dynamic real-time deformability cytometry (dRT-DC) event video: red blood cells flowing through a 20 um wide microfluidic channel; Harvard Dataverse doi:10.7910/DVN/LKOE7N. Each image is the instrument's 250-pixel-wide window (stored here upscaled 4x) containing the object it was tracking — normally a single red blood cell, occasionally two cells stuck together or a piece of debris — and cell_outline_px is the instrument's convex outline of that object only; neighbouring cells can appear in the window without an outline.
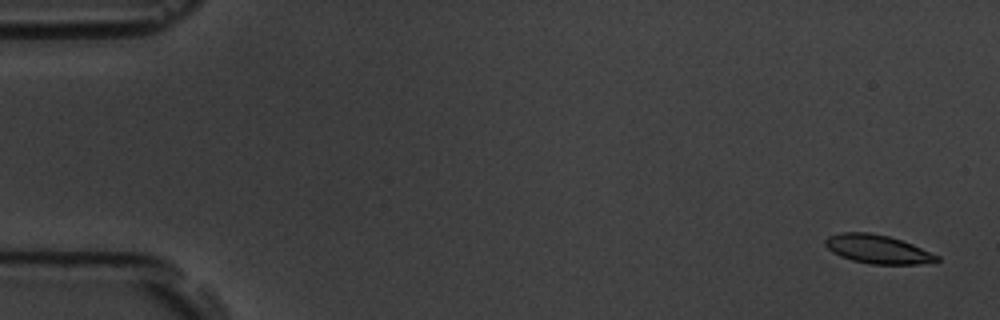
{"species": "common noctule bat (a hibernating species)", "species_latin": "Nyctalus noctula", "temperature_condition": "room temperature", "stored_images_in_passage": 6, "camera_frame_rate_fps": 3000, "um_per_image_px": 0.085, "animal": {"sex": "male", "body_mass_g": 19.5, "forearm_length_mm": 54.6}, "frame": {"image": 1, "passage_image": 1, "time_ms": 0.0, "image_size_px": [1000, 320], "cell_outline_px": [[940, 260], [936, 264], [872, 264], [852, 260], [840, 256], [832, 252], [824, 244], [824, 240], [828, 236], [840, 232], [868, 232], [888, 236], [912, 244], [940, 256]], "centroid_in_image_um": [74.63, 21.19], "position_along_channel_um": 10.4, "area_um2": 18.79}}
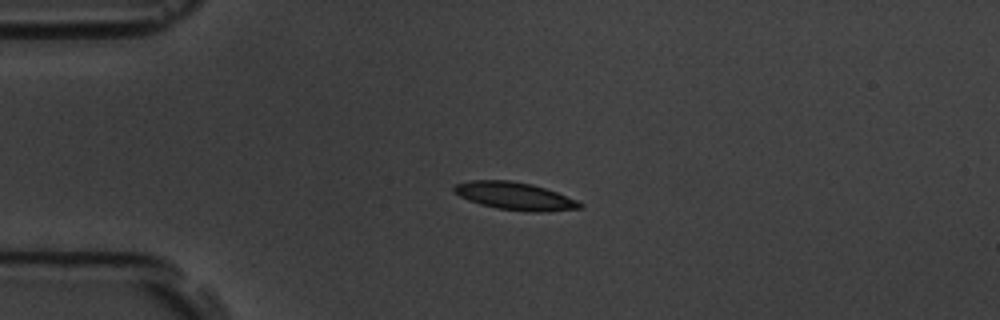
{"frame": {"image": 2, "passage_image": 4, "time_ms": 4.0, "image_size_px": [1000, 320], "cell_outline_px": [[584, 208], [540, 212], [528, 212], [496, 208], [480, 204], [468, 200], [452, 192], [452, 188], [456, 184], [468, 180], [508, 180], [532, 184], [556, 192], [576, 200], [584, 204]], "centroid_in_image_um": [43.74, 16.67], "position_along_channel_um": 41.3, "area_um2": 20.35}}
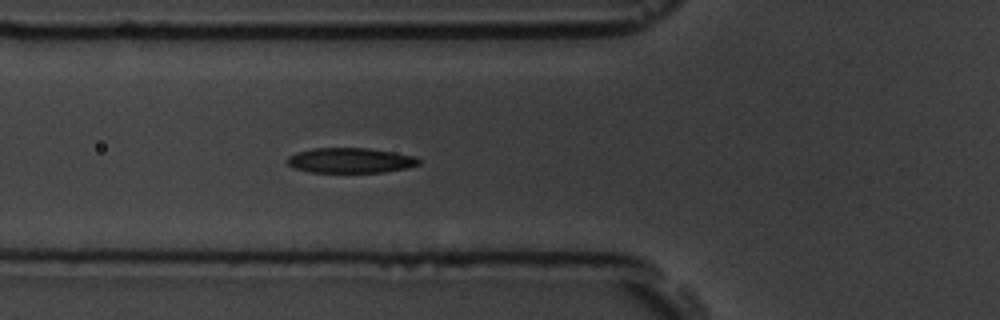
{"frame": {"image": 3, "passage_image": 6, "time_ms": 6.333, "image_size_px": [1000, 320], "cell_outline_px": [[420, 164], [408, 168], [384, 172], [312, 172], [292, 168], [288, 164], [288, 156], [296, 152], [312, 148], [368, 148], [416, 156], [420, 160]], "centroid_in_image_um": [29.79, 13.63], "position_along_channel_um": 96.0, "area_um2": 19.31}}